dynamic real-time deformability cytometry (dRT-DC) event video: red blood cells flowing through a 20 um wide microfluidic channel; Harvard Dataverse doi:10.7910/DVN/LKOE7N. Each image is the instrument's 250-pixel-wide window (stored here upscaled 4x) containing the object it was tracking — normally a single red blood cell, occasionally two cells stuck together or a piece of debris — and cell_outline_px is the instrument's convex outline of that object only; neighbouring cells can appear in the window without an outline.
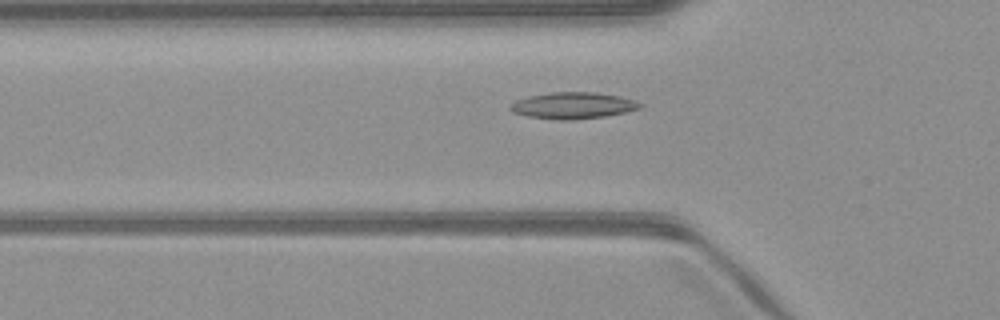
{"species": "common noctule bat (a hibernating species)", "species_latin": "Nyctalus noctula", "temperature_condition": "warm", "stored_images_in_passage": 51, "camera_frame_rate_fps": 3000, "um_per_image_px": 0.085, "animal": {"sex": "male", "body_mass_g": 23.1, "forearm_length_mm": 52.7}, "frame": {"image": 1, "passage_image": 17, "time_ms": 5.333, "image_size_px": [1000, 320], "cell_outline_px": [[644, 104], [640, 108], [624, 112], [604, 116], [572, 120], [556, 120], [528, 116], [512, 112], [508, 108], [508, 104], [516, 100], [528, 96], [552, 92], [596, 92], [620, 96]], "centroid_in_image_um": [48.65, 8.96], "position_along_channel_um": 77.2, "area_um2": 20.06}}
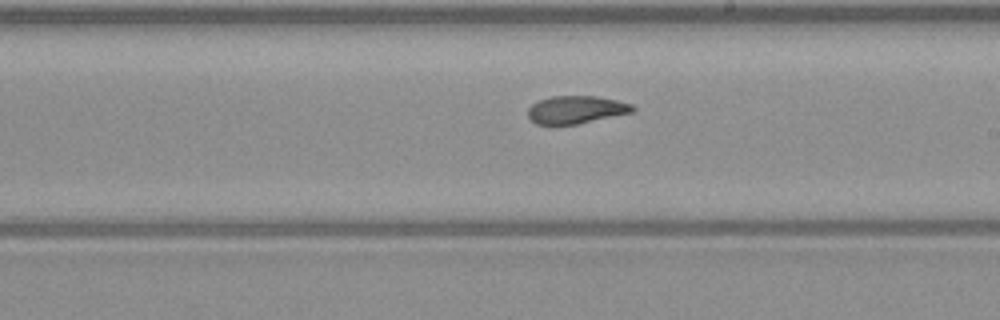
{"frame": {"image": 2, "passage_image": 29, "time_ms": 9.333, "image_size_px": [1000, 320], "cell_outline_px": [[636, 108], [632, 112], [576, 124], [536, 124], [528, 116], [528, 108], [532, 104], [540, 100], [552, 96], [596, 96], [616, 100], [632, 104]], "centroid_in_image_um": [48.96, 9.31], "position_along_channel_um": 240.0, "area_um2": 16.7}}
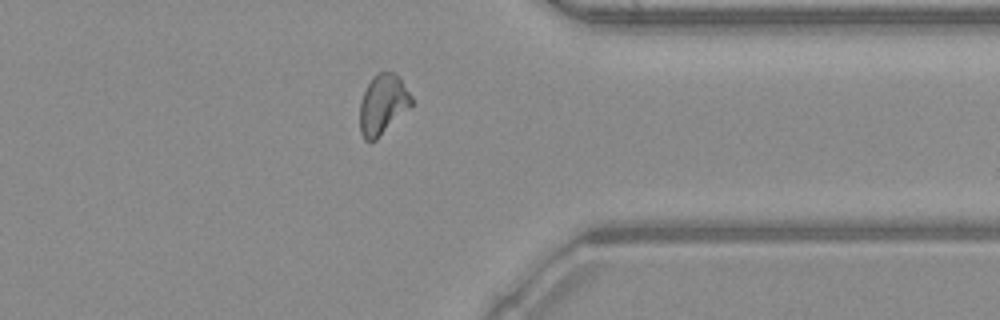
{"frame": {"image": 3, "passage_image": 40, "time_ms": 13.0, "image_size_px": [1000, 320], "cell_outline_px": [[412, 104], [376, 140], [364, 140], [360, 132], [360, 100], [372, 76], [376, 72], [396, 72], [400, 76], [412, 96]], "centroid_in_image_um": [32.53, 8.83], "position_along_channel_um": 378.9, "area_um2": 18.03}, "authors_computed_cell_mechanics": {"area_um2": 18.2648, "velocity_mm_per_s": 4.0405, "shape_relaxation_time_tau1_ms": null, "shape_relaxation_time_tau2_ms": 2.3695, "deformation_change_tau1": null, "deformation_change_tau2": 0.0904}}